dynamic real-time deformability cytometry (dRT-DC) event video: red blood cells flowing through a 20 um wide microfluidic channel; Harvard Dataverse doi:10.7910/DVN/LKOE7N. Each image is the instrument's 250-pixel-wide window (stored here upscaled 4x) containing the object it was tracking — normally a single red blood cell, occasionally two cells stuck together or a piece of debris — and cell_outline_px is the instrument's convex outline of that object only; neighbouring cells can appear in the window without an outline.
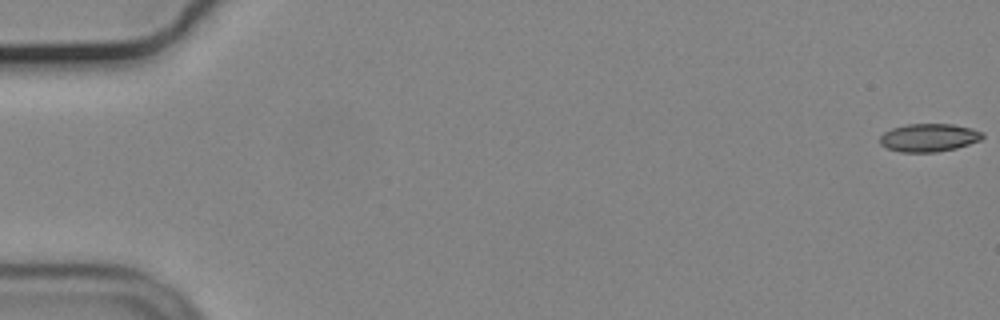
{"species": "common noctule bat (a hibernating species)", "species_latin": "Nyctalus noctula", "temperature_condition": "cold", "stored_images_in_passage": 10, "camera_frame_rate_fps": 3000, "um_per_image_px": 0.085, "animal": {"sex": "male", "body_mass_g": 19.2, "forearm_length_mm": 51.8}, "frame": {"image": 1, "passage_image": 1, "time_ms": 0.0, "image_size_px": [1000, 320], "cell_outline_px": [[984, 136], [980, 140], [956, 148], [936, 152], [900, 152], [888, 148], [880, 144], [880, 136], [884, 132], [892, 128], [908, 124], [952, 124], [972, 128], [984, 132]], "centroid_in_image_um": [78.97, 11.69], "position_along_channel_um": 6.0, "area_um2": 16.76}}